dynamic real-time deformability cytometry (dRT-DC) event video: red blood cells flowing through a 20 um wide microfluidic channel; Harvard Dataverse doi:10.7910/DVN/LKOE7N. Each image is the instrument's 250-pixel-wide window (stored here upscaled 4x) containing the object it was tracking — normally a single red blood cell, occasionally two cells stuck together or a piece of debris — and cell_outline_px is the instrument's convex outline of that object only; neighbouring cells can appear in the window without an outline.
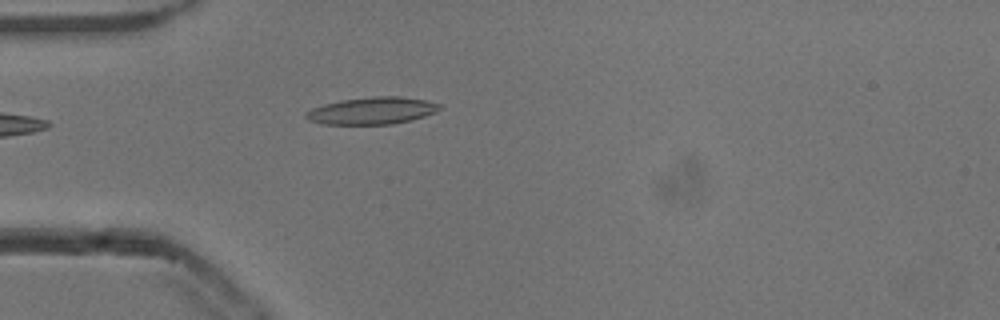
{"species": "common noctule bat (a hibernating species)", "species_latin": "Nyctalus noctula", "temperature_condition": "cold", "stored_images_in_passage": 5, "camera_frame_rate_fps": 3000, "um_per_image_px": 0.085, "animal": {"sex": "male", "body_mass_g": 13.3}, "frame": {"image": 1, "passage_image": 1, "time_ms": 0.0, "image_size_px": [1000, 320], "cell_outline_px": [[440, 108], [424, 116], [412, 120], [392, 124], [324, 124], [308, 120], [304, 116], [304, 112], [312, 108], [324, 104], [340, 100], [372, 96], [400, 96], [424, 100], [440, 104]], "centroid_in_image_um": [31.57, 9.41], "position_along_channel_um": 53.4, "area_um2": 21.04}}